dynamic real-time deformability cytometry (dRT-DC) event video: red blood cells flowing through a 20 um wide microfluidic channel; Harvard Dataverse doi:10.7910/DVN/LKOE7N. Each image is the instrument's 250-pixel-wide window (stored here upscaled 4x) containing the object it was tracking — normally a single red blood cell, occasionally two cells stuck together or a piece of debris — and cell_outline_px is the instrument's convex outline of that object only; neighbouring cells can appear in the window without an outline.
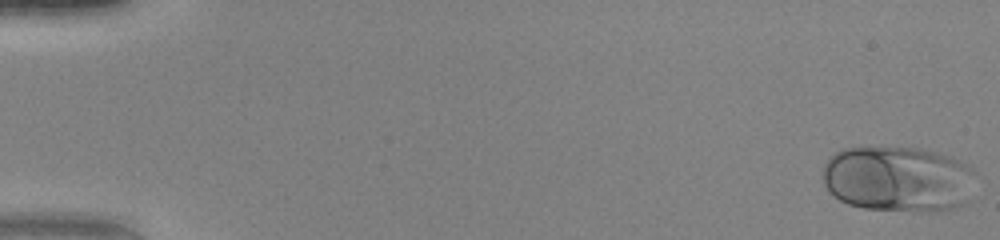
{"species": "human", "species_latin": "Homo sapiens", "temperature_condition": "warm", "stored_images_in_passage": 50, "camera_frame_rate_fps": 3000, "um_per_image_px": 0.085, "donor": {"sex": "female"}, "frame": {"image": 1, "passage_image": 1, "time_ms": 0.0, "image_size_px": [1000, 240], "cell_outline_px": [[976, 172], [960, 204], [952, 208], [940, 212], [920, 212], [864, 208], [848, 204], [840, 200], [828, 192], [824, 184], [824, 168], [828, 160], [836, 152], [844, 148], [920, 148], [952, 156], [960, 160], [972, 168]], "centroid_in_image_um": [76.3, 15.22], "position_along_channel_um": 8.7, "area_um2": 58.26}}
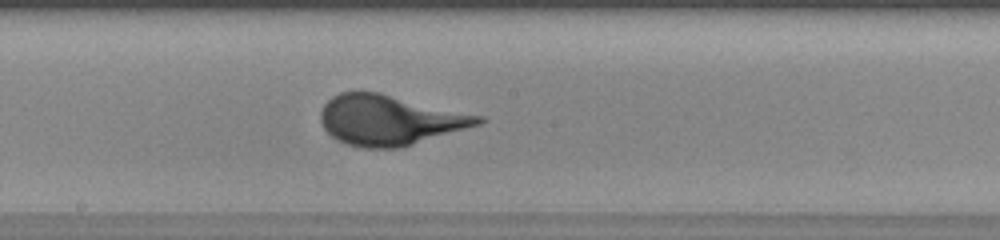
{"frame": {"image": 2, "passage_image": 28, "time_ms": 9.0, "image_size_px": [1000, 240], "cell_outline_px": [[488, 120], [480, 124], [400, 148], [364, 148], [348, 144], [332, 136], [324, 128], [320, 120], [320, 112], [324, 104], [332, 96], [340, 92], [360, 88], [380, 92], [484, 116]], "centroid_in_image_um": [33.1, 10.16], "position_along_channel_um": 215.1, "area_um2": 46.53}}
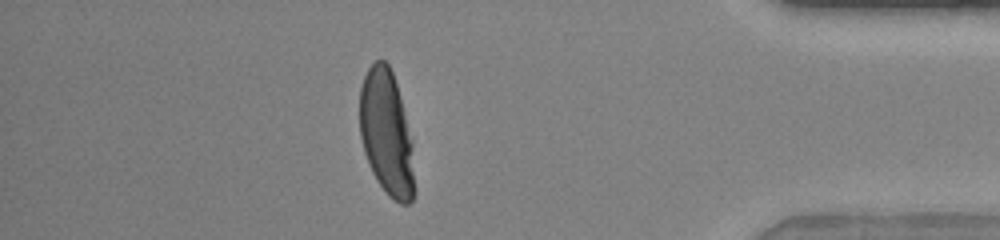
{"frame": {"image": 3, "passage_image": 44, "time_ms": 14.333, "image_size_px": [1000, 240], "cell_outline_px": [[416, 192], [412, 200], [408, 204], [400, 204], [392, 200], [388, 196], [376, 180], [368, 164], [364, 152], [360, 136], [360, 88], [364, 76], [368, 68], [376, 60], [384, 60], [388, 64], [392, 72], [396, 84], [412, 140]], "centroid_in_image_um": [32.87, 11.38], "position_along_channel_um": 402.3, "area_um2": 40.29}}